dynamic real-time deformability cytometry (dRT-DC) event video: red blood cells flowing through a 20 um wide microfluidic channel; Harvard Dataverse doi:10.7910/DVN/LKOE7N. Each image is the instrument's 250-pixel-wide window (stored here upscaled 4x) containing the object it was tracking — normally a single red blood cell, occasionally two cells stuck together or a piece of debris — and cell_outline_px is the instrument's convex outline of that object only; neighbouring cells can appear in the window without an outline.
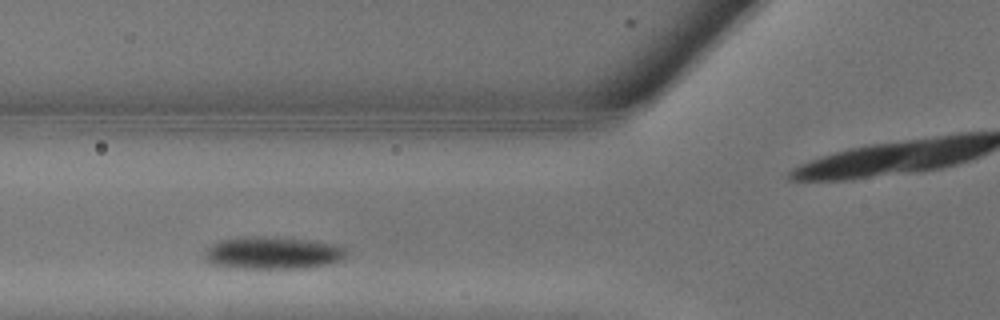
{"species": "common noctule bat (a hibernating species)", "species_latin": "Nyctalus noctula", "temperature_condition": "warm", "stored_images_in_passage": 6, "camera_frame_rate_fps": 3000, "um_per_image_px": 0.085, "animal": {"sex": "male", "body_mass_g": 13.3}, "frame": {"image": 1, "passage_image": 2, "time_ms": 0.333, "image_size_px": [1000, 320], "cell_outline_px": [[348, 252], [340, 260], [308, 268], [244, 268], [212, 264], [208, 260], [204, 252], [212, 244], [220, 240], [236, 236], [276, 236], [340, 244]], "centroid_in_image_um": [23.2, 21.47], "position_along_channel_um": 102.6, "area_um2": 26.88}}
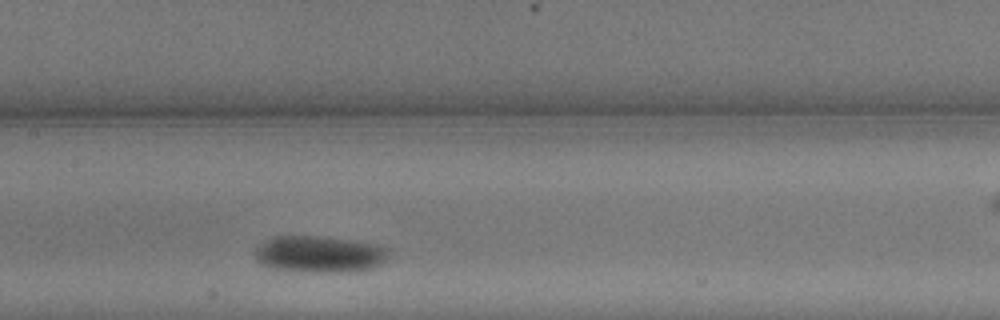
{"frame": {"image": 2, "passage_image": 5, "time_ms": 1.333, "image_size_px": [1000, 320], "cell_outline_px": [[388, 256], [376, 268], [352, 272], [312, 272], [276, 268], [260, 264], [256, 260], [256, 248], [260, 244], [272, 236], [320, 236], [348, 240], [372, 244], [388, 248]], "centroid_in_image_um": [27.16, 21.61], "position_along_channel_um": 180.2, "area_um2": 28.38}}